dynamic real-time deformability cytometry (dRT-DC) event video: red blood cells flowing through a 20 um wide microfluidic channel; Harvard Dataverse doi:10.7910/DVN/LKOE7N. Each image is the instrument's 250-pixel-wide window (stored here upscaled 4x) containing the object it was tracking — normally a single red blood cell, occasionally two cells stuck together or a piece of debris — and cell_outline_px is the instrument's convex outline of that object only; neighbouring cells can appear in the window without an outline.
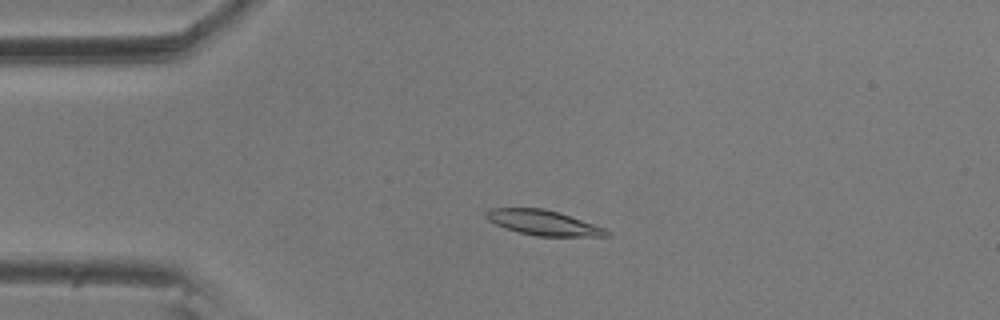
{"species": "common noctule bat (a hibernating species)", "species_latin": "Nyctalus noctula", "temperature_condition": "room temperature", "stored_images_in_passage": 3, "camera_frame_rate_fps": 3000, "um_per_image_px": 0.085, "animal": {"sex": "male", "body_mass_g": 20.5, "forearm_length_mm": 52.5}, "frame": {"image": 1, "passage_image": 2, "time_ms": 0.333, "image_size_px": [1000, 320], "cell_outline_px": [[612, 236], [536, 236], [520, 232], [496, 224], [488, 220], [484, 216], [484, 212], [488, 208], [544, 208], [560, 212], [604, 228], [612, 232]], "centroid_in_image_um": [46.19, 18.92], "position_along_channel_um": 38.8, "area_um2": 17.57}}